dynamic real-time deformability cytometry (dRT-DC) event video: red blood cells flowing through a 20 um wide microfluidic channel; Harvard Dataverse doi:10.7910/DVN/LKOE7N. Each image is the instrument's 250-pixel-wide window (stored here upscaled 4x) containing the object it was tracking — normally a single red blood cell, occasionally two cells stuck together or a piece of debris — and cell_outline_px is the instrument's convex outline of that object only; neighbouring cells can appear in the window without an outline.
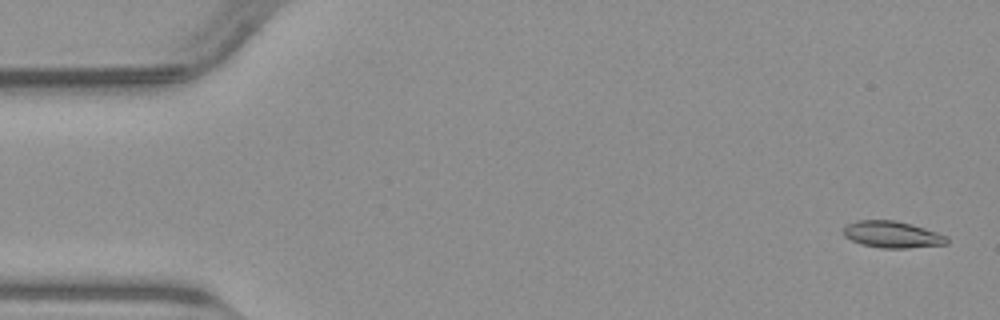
{"species": "common noctule bat (a hibernating species)", "species_latin": "Nyctalus noctula", "temperature_condition": "warm", "stored_images_in_passage": 50, "camera_frame_rate_fps": 3000, "um_per_image_px": 0.085, "animal": {"sex": "male", "body_mass_g": 23.1, "forearm_length_mm": 52.7}, "frame": {"image": 1, "passage_image": 2, "time_ms": 0.333, "image_size_px": [1000, 320], "cell_outline_px": [[948, 244], [908, 248], [880, 248], [860, 244], [844, 236], [844, 228], [848, 224], [856, 220], [896, 220], [912, 224], [948, 236]], "centroid_in_image_um": [75.85, 19.93], "position_along_channel_um": 9.1, "area_um2": 16.13}}
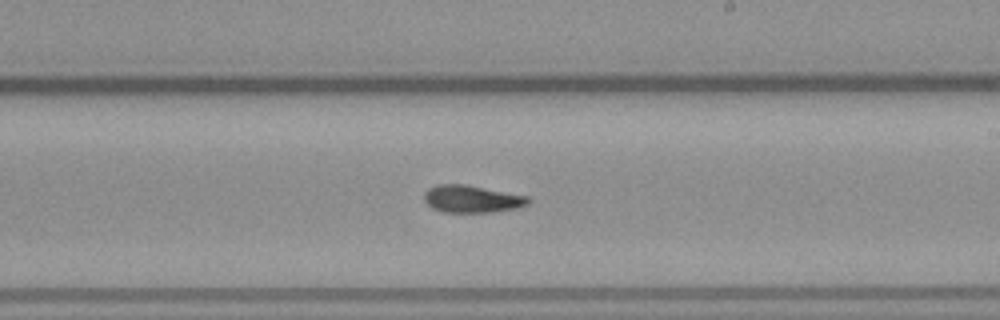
{"frame": {"image": 2, "passage_image": 29, "time_ms": 9.333, "image_size_px": [1000, 320], "cell_outline_px": [[532, 200], [528, 204], [516, 208], [492, 212], [444, 212], [432, 208], [424, 200], [424, 192], [428, 188], [436, 184], [464, 184], [528, 196]], "centroid_in_image_um": [40.1, 16.9], "position_along_channel_um": 248.9, "area_um2": 16.59}}
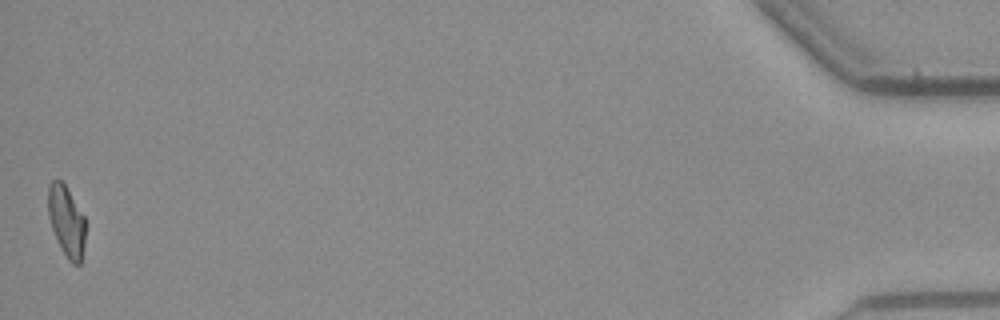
{"frame": {"image": 3, "passage_image": 50, "time_ms": 16.333, "image_size_px": [1000, 320], "cell_outline_px": [[84, 244], [80, 264], [72, 264], [68, 260], [52, 228], [48, 216], [48, 184], [52, 180], [60, 180], [64, 184], [84, 216]], "centroid_in_image_um": [5.63, 18.78], "position_along_channel_um": 429.6, "area_um2": 14.97}}